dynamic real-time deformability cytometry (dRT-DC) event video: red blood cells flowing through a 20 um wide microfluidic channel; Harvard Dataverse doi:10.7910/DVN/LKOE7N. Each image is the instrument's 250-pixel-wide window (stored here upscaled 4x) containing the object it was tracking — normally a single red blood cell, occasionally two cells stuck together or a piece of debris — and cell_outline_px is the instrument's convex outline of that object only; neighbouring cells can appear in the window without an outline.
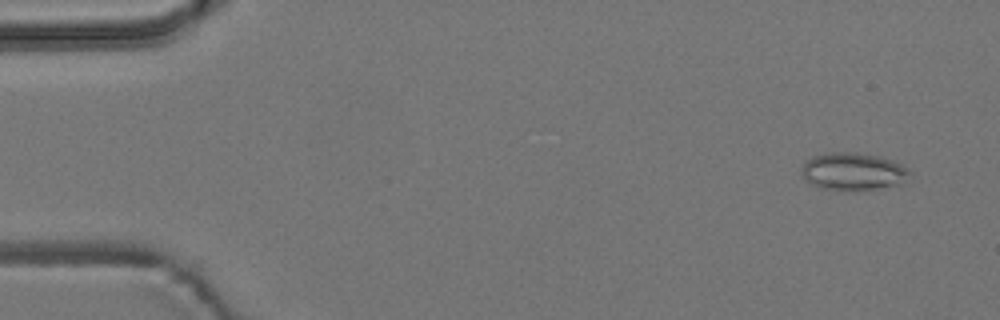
{"species": "common noctule bat (a hibernating species)", "species_latin": "Nyctalus noctula", "temperature_condition": "room temperature", "stored_images_in_passage": 6, "camera_frame_rate_fps": 3000, "um_per_image_px": 0.085, "animal": {"sex": "male", "body_mass_g": 19.2, "forearm_length_mm": 51.8}, "frame": {"image": 1, "passage_image": 1, "time_ms": 0.0, "image_size_px": [1000, 320], "cell_outline_px": [[912, 172], [900, 184], [876, 188], [824, 188], [812, 184], [800, 172], [800, 168], [812, 156], [828, 152], [856, 152], [880, 156], [892, 160], [908, 168]], "centroid_in_image_um": [72.52, 14.52], "position_along_channel_um": 12.5, "area_um2": 23.0}}